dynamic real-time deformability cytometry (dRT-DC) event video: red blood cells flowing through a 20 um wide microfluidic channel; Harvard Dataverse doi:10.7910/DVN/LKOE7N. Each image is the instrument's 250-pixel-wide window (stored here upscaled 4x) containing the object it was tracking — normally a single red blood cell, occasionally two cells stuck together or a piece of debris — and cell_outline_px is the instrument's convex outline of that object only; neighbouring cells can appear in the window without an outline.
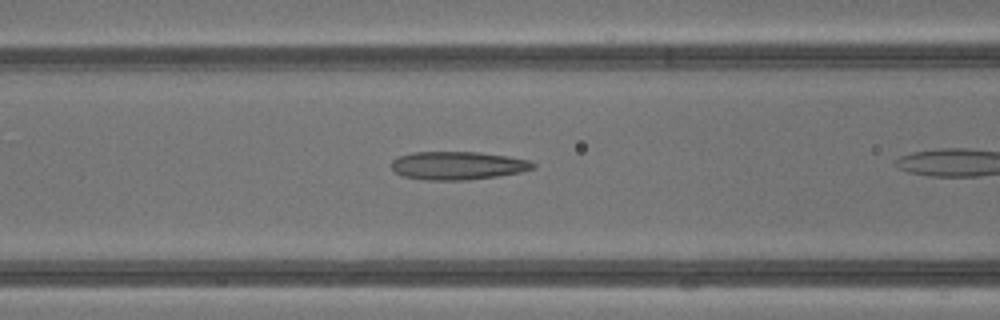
{"species": "common noctule bat (a hibernating species)", "species_latin": "Nyctalus noctula", "temperature_condition": "warm", "stored_images_in_passage": 14, "camera_frame_rate_fps": 3000, "um_per_image_px": 0.085, "animal": {"sex": "male", "body_mass_g": 13.3}, "frame": {"image": 1, "passage_image": 7, "time_ms": 2.0, "image_size_px": [1000, 320], "cell_outline_px": [[536, 168], [520, 172], [496, 176], [468, 180], [428, 180], [404, 176], [396, 172], [392, 168], [392, 160], [400, 156], [412, 152], [476, 152], [508, 156], [528, 160], [536, 164]], "centroid_in_image_um": [38.93, 14.07], "position_along_channel_um": 127.7, "area_um2": 23.12}}